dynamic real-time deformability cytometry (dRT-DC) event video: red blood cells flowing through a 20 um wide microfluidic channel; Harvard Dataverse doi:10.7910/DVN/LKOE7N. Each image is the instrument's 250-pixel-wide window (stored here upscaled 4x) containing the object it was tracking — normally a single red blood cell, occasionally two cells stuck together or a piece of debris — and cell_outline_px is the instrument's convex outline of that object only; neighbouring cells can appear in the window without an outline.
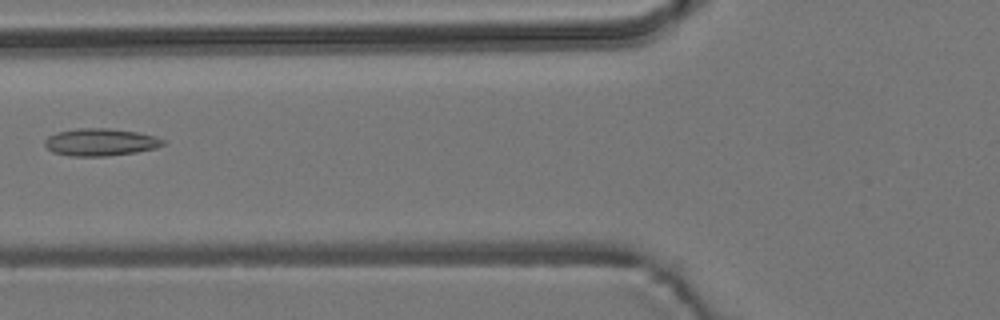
{"species": "common noctule bat (a hibernating species)", "species_latin": "Nyctalus noctula", "temperature_condition": "room temperature", "stored_images_in_passage": 7, "camera_frame_rate_fps": 3000, "um_per_image_px": 0.085, "animal": {"sex": "male", "body_mass_g": 19.2, "forearm_length_mm": 51.8}, "frame": {"image": 1, "passage_image": 6, "time_ms": 6.0, "image_size_px": [1000, 320], "cell_outline_px": [[164, 144], [156, 148], [136, 152], [108, 156], [68, 156], [52, 152], [44, 144], [44, 140], [48, 136], [60, 132], [76, 128], [108, 128], [136, 132], [156, 136], [164, 140]], "centroid_in_image_um": [8.53, 12.09], "position_along_channel_um": 117.3, "area_um2": 18.84}}
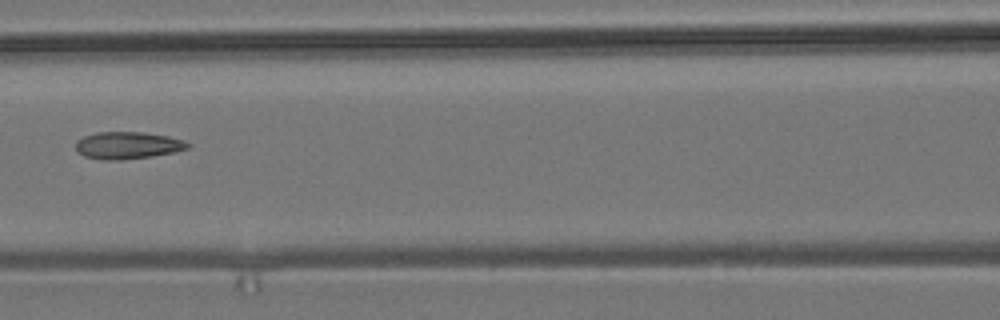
{"frame": {"image": 2, "passage_image": 7, "time_ms": 7.0, "image_size_px": [1000, 320], "cell_outline_px": [[192, 144], [188, 148], [176, 152], [152, 156], [120, 160], [100, 160], [84, 156], [76, 148], [76, 140], [84, 136], [96, 132], [144, 132], [168, 136], [184, 140]], "centroid_in_image_um": [10.87, 12.35], "position_along_channel_um": 155.7, "area_um2": 17.86}}